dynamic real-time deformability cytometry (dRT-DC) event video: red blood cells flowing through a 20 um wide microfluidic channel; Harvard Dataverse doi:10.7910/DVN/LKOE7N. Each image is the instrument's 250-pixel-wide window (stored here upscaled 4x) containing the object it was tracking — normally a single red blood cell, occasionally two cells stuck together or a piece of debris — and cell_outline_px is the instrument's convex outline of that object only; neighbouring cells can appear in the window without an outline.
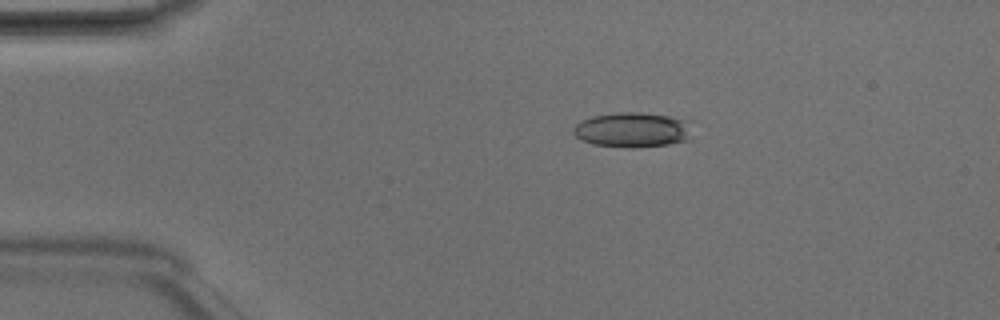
{"species": "Egyptian fruit bat (a non-hibernating species)", "species_latin": "Rousettus aegyptiacus", "temperature_condition": "room temperature", "stored_images_in_passage": 4, "camera_frame_rate_fps": 3000, "um_per_image_px": 0.085, "animal": {"sex": "male"}, "frame": {"image": 1, "passage_image": 3, "time_ms": 0.667, "image_size_px": [1000, 320], "cell_outline_px": [[692, 120], [688, 140], [668, 144], [636, 148], [628, 148], [592, 144], [576, 136], [572, 132], [572, 128], [580, 120], [592, 116], [616, 112], [640, 112], [668, 116]], "centroid_in_image_um": [53.77, 11.03], "position_along_channel_um": 31.2, "area_um2": 24.51}}
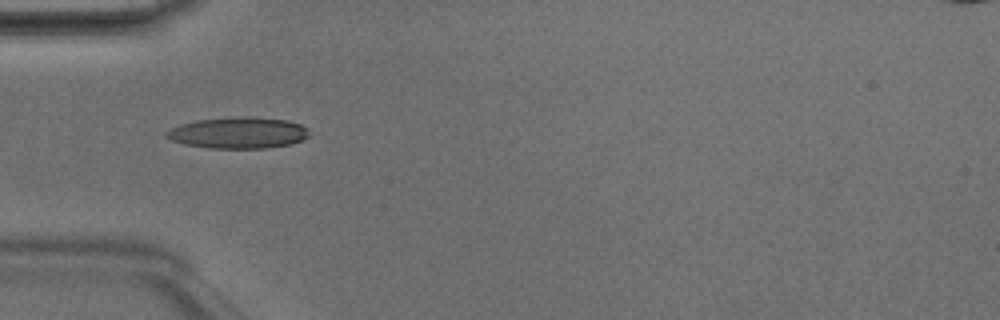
{"frame": {"image": 2, "passage_image": 4, "time_ms": 1.0, "image_size_px": [1000, 320], "cell_outline_px": [[312, 136], [304, 140], [292, 144], [268, 148], [208, 148], [184, 144], [172, 140], [164, 136], [164, 132], [180, 124], [196, 120], [236, 116], [248, 116], [288, 120], [300, 124], [308, 128]], "centroid_in_image_um": [20.3, 11.28], "position_along_channel_um": 64.7, "area_um2": 26.53}}